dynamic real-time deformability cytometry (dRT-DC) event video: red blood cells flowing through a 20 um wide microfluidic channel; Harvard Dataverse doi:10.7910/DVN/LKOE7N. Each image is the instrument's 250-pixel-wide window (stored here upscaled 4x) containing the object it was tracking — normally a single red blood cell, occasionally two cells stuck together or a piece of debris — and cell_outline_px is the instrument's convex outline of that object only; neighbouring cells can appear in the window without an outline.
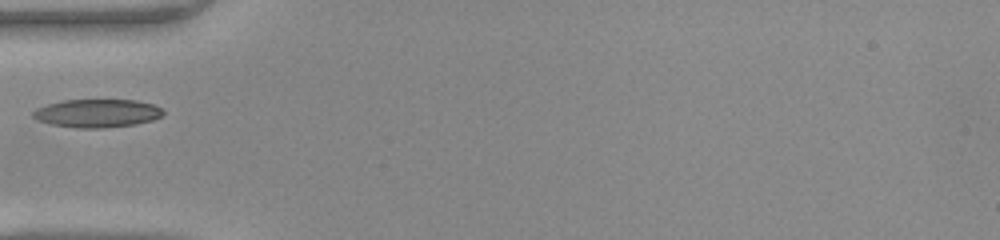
{"species": "common noctule bat (a hibernating species)", "species_latin": "Nyctalus noctula", "temperature_condition": "warm", "stored_images_in_passage": 31, "camera_frame_rate_fps": 3000, "um_per_image_px": 0.085, "animal": {"sex": "female", "body_mass_g": 22.0, "forearm_length_mm": 56.7}, "frame": {"image": 1, "passage_image": 1, "time_ms": 0.0, "image_size_px": [1000, 240], "cell_outline_px": [[160, 116], [148, 120], [128, 124], [60, 124], [44, 120], [36, 116], [36, 112], [52, 104], [72, 100], [128, 100], [148, 104], [160, 108]], "centroid_in_image_um": [8.38, 9.54], "position_along_channel_um": 76.6, "area_um2": 18.09}}
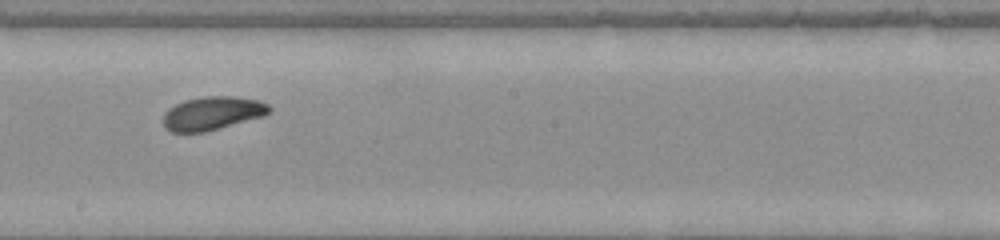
{"frame": {"image": 2, "passage_image": 12, "time_ms": 3.667, "image_size_px": [1000, 240], "cell_outline_px": [[268, 112], [256, 116], [212, 128], [196, 132], [176, 132], [168, 128], [164, 124], [164, 120], [168, 112], [172, 108], [180, 104], [192, 100], [252, 100], [264, 104], [268, 108]], "centroid_in_image_um": [17.93, 9.7], "position_along_channel_um": 230.3, "area_um2": 17.17}}
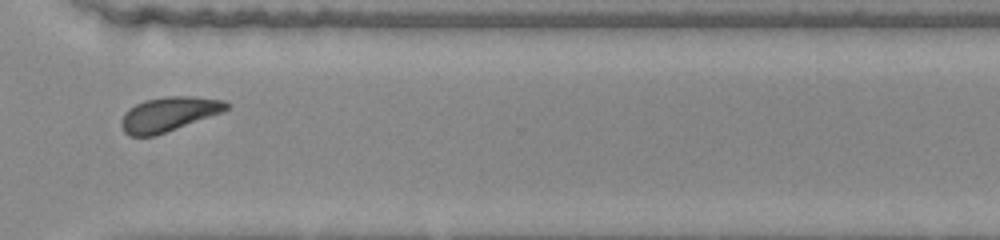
{"frame": {"image": 3, "passage_image": 21, "time_ms": 6.667, "image_size_px": [1000, 240], "cell_outline_px": [[228, 108], [164, 132], [152, 136], [132, 136], [124, 128], [124, 116], [132, 108], [140, 104], [152, 100], [216, 100], [228, 104]], "centroid_in_image_um": [14.26, 9.79], "position_along_channel_um": 356.3, "area_um2": 17.86}}